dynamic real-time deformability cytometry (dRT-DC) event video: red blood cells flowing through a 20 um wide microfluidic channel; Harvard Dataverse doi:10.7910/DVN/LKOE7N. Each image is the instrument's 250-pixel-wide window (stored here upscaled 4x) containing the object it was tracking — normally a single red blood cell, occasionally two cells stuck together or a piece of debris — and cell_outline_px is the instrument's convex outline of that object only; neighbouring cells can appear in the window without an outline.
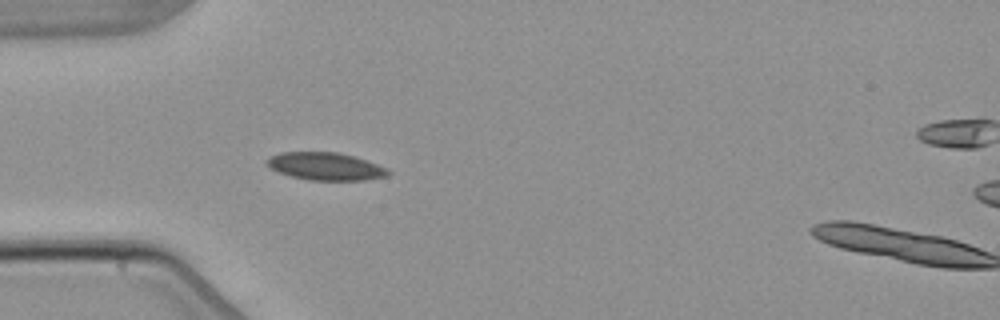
{"species": "common noctule bat (a hibernating species)", "species_latin": "Nyctalus noctula", "temperature_condition": "warm", "stored_images_in_passage": 4, "camera_frame_rate_fps": 3000, "um_per_image_px": 0.085, "animal": {"sex": "male", "body_mass_g": 21.5, "forearm_length_mm": 52.0}, "frame": {"image": 1, "passage_image": 3, "time_ms": 2.667, "image_size_px": [1000, 320], "cell_outline_px": [[392, 172], [388, 176], [364, 180], [312, 180], [292, 176], [280, 172], [272, 168], [264, 160], [280, 152], [336, 152], [352, 156], [388, 168]], "centroid_in_image_um": [27.7, 14.14], "position_along_channel_um": 57.3, "area_um2": 19.25}}